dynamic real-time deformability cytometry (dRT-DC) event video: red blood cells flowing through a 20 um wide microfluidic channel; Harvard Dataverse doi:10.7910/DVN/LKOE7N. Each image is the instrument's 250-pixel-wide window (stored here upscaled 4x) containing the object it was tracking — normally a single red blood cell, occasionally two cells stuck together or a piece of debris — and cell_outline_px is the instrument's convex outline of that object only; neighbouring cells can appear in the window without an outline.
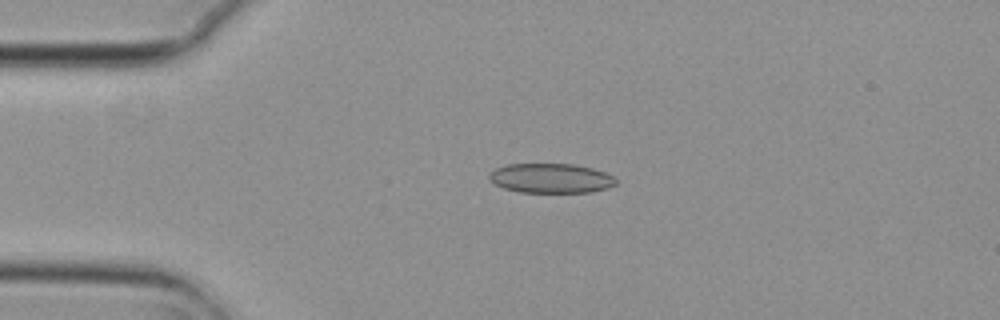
{"species": "common noctule bat (a hibernating species)", "species_latin": "Nyctalus noctula", "temperature_condition": "cold", "stored_images_in_passage": 5, "camera_frame_rate_fps": 3000, "um_per_image_px": 0.085, "animal": {"sex": "female", "body_mass_g": 29.2, "forearm_length_mm": 56.3}, "frame": {"image": 1, "passage_image": 4, "time_ms": 1.0, "image_size_px": [1000, 320], "cell_outline_px": [[616, 184], [608, 188], [592, 192], [520, 192], [504, 188], [488, 180], [488, 172], [496, 168], [508, 164], [572, 164], [592, 168], [604, 172], [612, 176], [616, 180]], "centroid_in_image_um": [46.8, 15.15], "position_along_channel_um": 38.2, "area_um2": 21.85}}